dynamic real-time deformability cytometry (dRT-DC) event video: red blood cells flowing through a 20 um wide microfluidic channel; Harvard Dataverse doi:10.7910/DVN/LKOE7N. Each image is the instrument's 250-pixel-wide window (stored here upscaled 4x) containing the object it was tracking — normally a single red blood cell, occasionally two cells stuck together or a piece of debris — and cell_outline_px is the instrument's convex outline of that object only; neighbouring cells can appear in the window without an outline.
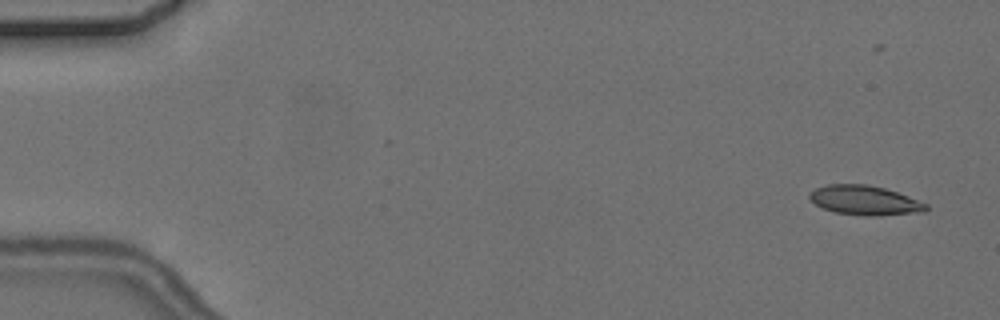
{"species": "common noctule bat (a hibernating species)", "species_latin": "Nyctalus noctula", "temperature_condition": "cold", "stored_images_in_passage": 5, "camera_frame_rate_fps": 3000, "um_per_image_px": 0.085, "animal": {"sex": "female", "body_mass_g": 24.6, "forearm_length_mm": 56.2}, "frame": {"image": 1, "passage_image": 1, "time_ms": 0.0, "image_size_px": [1000, 320], "cell_outline_px": [[928, 208], [924, 212], [872, 216], [864, 216], [836, 212], [824, 208], [816, 204], [808, 196], [808, 192], [816, 188], [828, 184], [868, 184], [884, 188], [908, 196], [928, 204]], "centroid_in_image_um": [73.51, 17.02], "position_along_channel_um": 11.5, "area_um2": 19.94}}
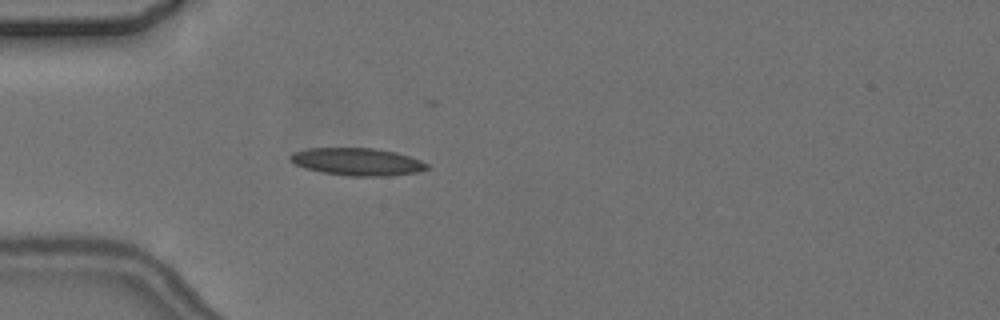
{"frame": {"image": 2, "passage_image": 5, "time_ms": 4.667, "image_size_px": [1000, 320], "cell_outline_px": [[432, 168], [416, 172], [392, 176], [352, 176], [324, 172], [304, 168], [288, 160], [288, 156], [292, 152], [308, 148], [376, 148], [396, 152], [420, 160], [428, 164]], "centroid_in_image_um": [30.37, 13.74], "position_along_channel_um": 54.6, "area_um2": 22.02}}